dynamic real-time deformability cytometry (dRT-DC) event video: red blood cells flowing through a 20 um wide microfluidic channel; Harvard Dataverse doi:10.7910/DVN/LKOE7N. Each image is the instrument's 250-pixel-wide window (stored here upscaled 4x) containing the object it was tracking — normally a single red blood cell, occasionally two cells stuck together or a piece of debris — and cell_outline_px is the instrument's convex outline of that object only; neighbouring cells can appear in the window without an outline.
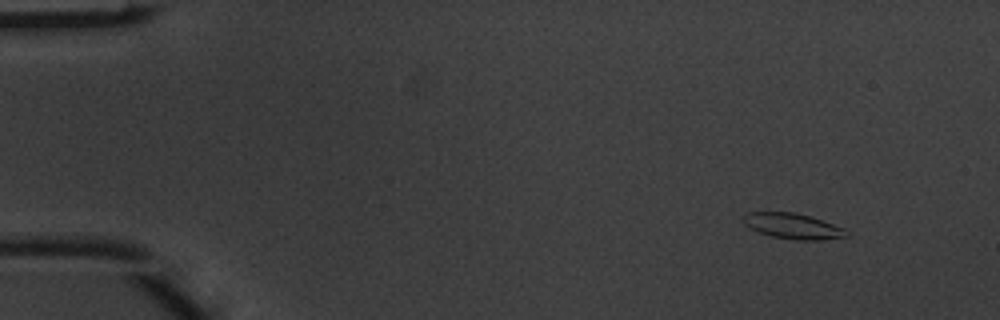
{"species": "common noctule bat (a hibernating species)", "species_latin": "Nyctalus noctula", "temperature_condition": "warm", "stored_images_in_passage": 4, "camera_frame_rate_fps": 3000, "um_per_image_px": 0.085, "animal": {"sex": "male", "body_mass_g": 20.1, "forearm_length_mm": 53.5}, "frame": {"image": 1, "passage_image": 1, "time_ms": 0.0, "image_size_px": [1000, 320], "cell_outline_px": [[848, 236], [820, 240], [796, 240], [772, 236], [760, 232], [744, 224], [744, 212], [796, 212], [844, 228], [848, 232]], "centroid_in_image_um": [67.39, 19.21], "position_along_channel_um": 17.6, "area_um2": 15.09}}